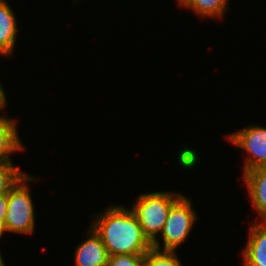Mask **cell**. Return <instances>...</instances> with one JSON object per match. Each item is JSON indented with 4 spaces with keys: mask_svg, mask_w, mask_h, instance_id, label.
<instances>
[{
    "mask_svg": "<svg viewBox=\"0 0 266 266\" xmlns=\"http://www.w3.org/2000/svg\"><path fill=\"white\" fill-rule=\"evenodd\" d=\"M8 206V194L0 195V238L5 233V219Z\"/></svg>",
    "mask_w": 266,
    "mask_h": 266,
    "instance_id": "obj_15",
    "label": "cell"
},
{
    "mask_svg": "<svg viewBox=\"0 0 266 266\" xmlns=\"http://www.w3.org/2000/svg\"><path fill=\"white\" fill-rule=\"evenodd\" d=\"M179 192H152L141 194L131 209L136 216L142 231L152 243V248L161 250L157 239L163 229L170 208L182 197Z\"/></svg>",
    "mask_w": 266,
    "mask_h": 266,
    "instance_id": "obj_2",
    "label": "cell"
},
{
    "mask_svg": "<svg viewBox=\"0 0 266 266\" xmlns=\"http://www.w3.org/2000/svg\"><path fill=\"white\" fill-rule=\"evenodd\" d=\"M16 25L13 10L6 0H0V55L11 56L18 30Z\"/></svg>",
    "mask_w": 266,
    "mask_h": 266,
    "instance_id": "obj_9",
    "label": "cell"
},
{
    "mask_svg": "<svg viewBox=\"0 0 266 266\" xmlns=\"http://www.w3.org/2000/svg\"><path fill=\"white\" fill-rule=\"evenodd\" d=\"M0 266H6L4 264V260H3V257L1 256V253H0Z\"/></svg>",
    "mask_w": 266,
    "mask_h": 266,
    "instance_id": "obj_17",
    "label": "cell"
},
{
    "mask_svg": "<svg viewBox=\"0 0 266 266\" xmlns=\"http://www.w3.org/2000/svg\"><path fill=\"white\" fill-rule=\"evenodd\" d=\"M88 230V238L75 249V266H107L109 255L102 239L92 227Z\"/></svg>",
    "mask_w": 266,
    "mask_h": 266,
    "instance_id": "obj_6",
    "label": "cell"
},
{
    "mask_svg": "<svg viewBox=\"0 0 266 266\" xmlns=\"http://www.w3.org/2000/svg\"><path fill=\"white\" fill-rule=\"evenodd\" d=\"M145 254H121L108 256L107 266H144Z\"/></svg>",
    "mask_w": 266,
    "mask_h": 266,
    "instance_id": "obj_14",
    "label": "cell"
},
{
    "mask_svg": "<svg viewBox=\"0 0 266 266\" xmlns=\"http://www.w3.org/2000/svg\"><path fill=\"white\" fill-rule=\"evenodd\" d=\"M192 201L182 196L171 208L163 226V251H175L186 240L198 218Z\"/></svg>",
    "mask_w": 266,
    "mask_h": 266,
    "instance_id": "obj_4",
    "label": "cell"
},
{
    "mask_svg": "<svg viewBox=\"0 0 266 266\" xmlns=\"http://www.w3.org/2000/svg\"><path fill=\"white\" fill-rule=\"evenodd\" d=\"M24 175L11 161H0V195L8 194L9 190Z\"/></svg>",
    "mask_w": 266,
    "mask_h": 266,
    "instance_id": "obj_13",
    "label": "cell"
},
{
    "mask_svg": "<svg viewBox=\"0 0 266 266\" xmlns=\"http://www.w3.org/2000/svg\"><path fill=\"white\" fill-rule=\"evenodd\" d=\"M4 92L5 91L3 90L1 83H0V110L1 109L3 110L7 104L6 95Z\"/></svg>",
    "mask_w": 266,
    "mask_h": 266,
    "instance_id": "obj_16",
    "label": "cell"
},
{
    "mask_svg": "<svg viewBox=\"0 0 266 266\" xmlns=\"http://www.w3.org/2000/svg\"><path fill=\"white\" fill-rule=\"evenodd\" d=\"M90 226L102 239L109 256L146 254L152 248L132 210L121 205L108 207Z\"/></svg>",
    "mask_w": 266,
    "mask_h": 266,
    "instance_id": "obj_1",
    "label": "cell"
},
{
    "mask_svg": "<svg viewBox=\"0 0 266 266\" xmlns=\"http://www.w3.org/2000/svg\"><path fill=\"white\" fill-rule=\"evenodd\" d=\"M34 178L26 173L8 192V206L5 219V232L31 234L34 232L35 210L28 188Z\"/></svg>",
    "mask_w": 266,
    "mask_h": 266,
    "instance_id": "obj_3",
    "label": "cell"
},
{
    "mask_svg": "<svg viewBox=\"0 0 266 266\" xmlns=\"http://www.w3.org/2000/svg\"><path fill=\"white\" fill-rule=\"evenodd\" d=\"M243 175L251 202L262 222H266V168L251 169Z\"/></svg>",
    "mask_w": 266,
    "mask_h": 266,
    "instance_id": "obj_8",
    "label": "cell"
},
{
    "mask_svg": "<svg viewBox=\"0 0 266 266\" xmlns=\"http://www.w3.org/2000/svg\"><path fill=\"white\" fill-rule=\"evenodd\" d=\"M15 119L0 116V161H11L13 152L23 150Z\"/></svg>",
    "mask_w": 266,
    "mask_h": 266,
    "instance_id": "obj_10",
    "label": "cell"
},
{
    "mask_svg": "<svg viewBox=\"0 0 266 266\" xmlns=\"http://www.w3.org/2000/svg\"><path fill=\"white\" fill-rule=\"evenodd\" d=\"M182 7L190 8L203 18H221L228 9V0H177Z\"/></svg>",
    "mask_w": 266,
    "mask_h": 266,
    "instance_id": "obj_11",
    "label": "cell"
},
{
    "mask_svg": "<svg viewBox=\"0 0 266 266\" xmlns=\"http://www.w3.org/2000/svg\"><path fill=\"white\" fill-rule=\"evenodd\" d=\"M227 138L249 154L245 159L243 172L266 168V127L250 125L239 132L229 134Z\"/></svg>",
    "mask_w": 266,
    "mask_h": 266,
    "instance_id": "obj_5",
    "label": "cell"
},
{
    "mask_svg": "<svg viewBox=\"0 0 266 266\" xmlns=\"http://www.w3.org/2000/svg\"><path fill=\"white\" fill-rule=\"evenodd\" d=\"M144 266H182L174 251L151 248L144 257Z\"/></svg>",
    "mask_w": 266,
    "mask_h": 266,
    "instance_id": "obj_12",
    "label": "cell"
},
{
    "mask_svg": "<svg viewBox=\"0 0 266 266\" xmlns=\"http://www.w3.org/2000/svg\"><path fill=\"white\" fill-rule=\"evenodd\" d=\"M243 266H266V222L251 225L243 250Z\"/></svg>",
    "mask_w": 266,
    "mask_h": 266,
    "instance_id": "obj_7",
    "label": "cell"
}]
</instances>
